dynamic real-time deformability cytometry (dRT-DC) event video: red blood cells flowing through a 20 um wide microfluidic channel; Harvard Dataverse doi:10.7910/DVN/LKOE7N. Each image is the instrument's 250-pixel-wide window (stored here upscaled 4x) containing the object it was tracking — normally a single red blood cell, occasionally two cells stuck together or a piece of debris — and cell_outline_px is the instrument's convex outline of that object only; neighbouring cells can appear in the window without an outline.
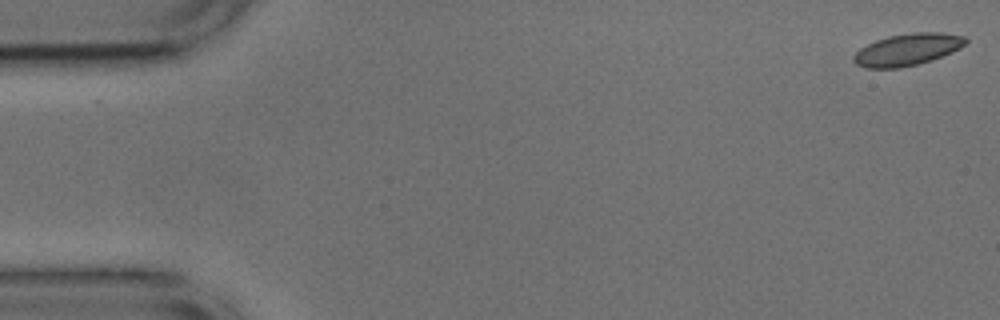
{"species": "common noctule bat (a hibernating species)", "species_latin": "Nyctalus noctula", "temperature_condition": "cold", "stored_images_in_passage": 54, "camera_frame_rate_fps": 3000, "um_per_image_px": 0.085, "animal": {"sex": "male", "body_mass_g": 17.9, "forearm_length_mm": 54.2}, "frame": {"image": 1, "passage_image": 1, "time_ms": 0.0, "image_size_px": [1000, 320], "cell_outline_px": [[968, 40], [960, 48], [952, 52], [932, 60], [900, 68], [864, 68], [856, 64], [852, 60], [852, 56], [860, 48], [876, 40], [888, 36], [912, 32], [940, 32], [964, 36]], "centroid_in_image_um": [77.11, 4.21], "position_along_channel_um": 7.9, "area_um2": 20.87}}
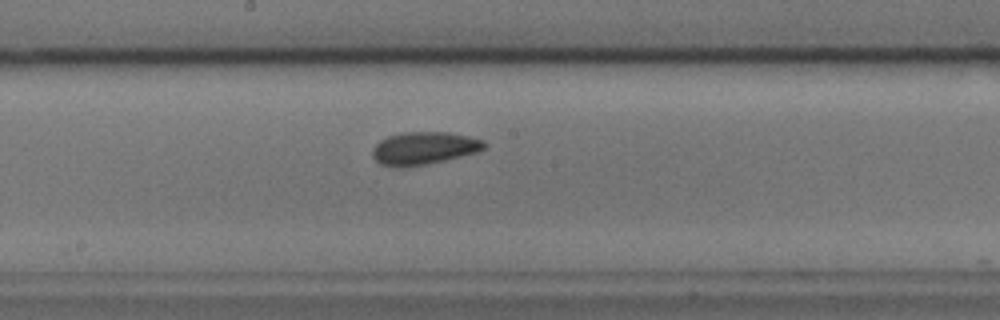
{"frame": {"image": 2, "passage_image": 28, "time_ms": 9.0, "image_size_px": [1000, 320], "cell_outline_px": [[488, 144], [484, 148], [476, 152], [428, 164], [404, 168], [392, 168], [380, 164], [372, 156], [372, 152], [376, 144], [380, 140], [388, 136], [404, 132], [448, 132], [468, 136], [484, 140]], "centroid_in_image_um": [36.01, 12.61], "position_along_channel_um": 212.2, "area_um2": 21.44}}
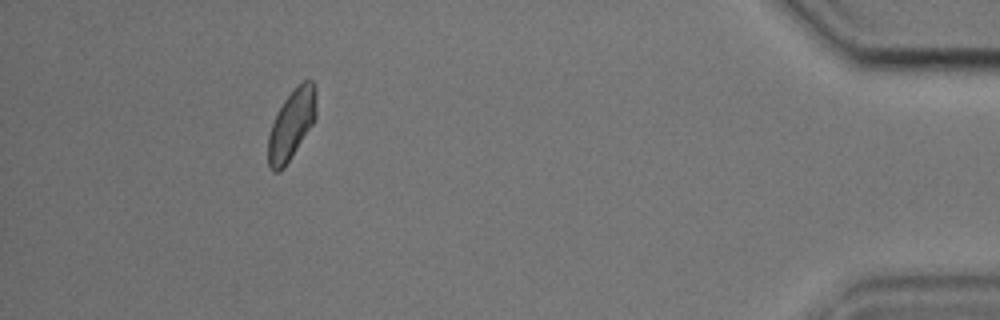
{"frame": {"image": 3, "passage_image": 49, "time_ms": 16.0, "image_size_px": [1000, 320], "cell_outline_px": [[316, 116], [312, 124], [284, 168], [280, 172], [272, 172], [268, 168], [268, 136], [272, 124], [284, 100], [304, 80], [312, 80], [316, 88]], "centroid_in_image_um": [24.77, 10.63], "position_along_channel_um": 410.4, "area_um2": 19.25}, "authors_computed_cell_mechanics": {"area_um2": 20.5479, "velocity_mm_per_s": 3.6918, "shape_relaxation_time_tau1_ms": 2.6857, "shape_relaxation_time_tau2_ms": 3.0159, "deformation_change_tau1": 0.0667, "deformation_change_tau2": 0.061}}